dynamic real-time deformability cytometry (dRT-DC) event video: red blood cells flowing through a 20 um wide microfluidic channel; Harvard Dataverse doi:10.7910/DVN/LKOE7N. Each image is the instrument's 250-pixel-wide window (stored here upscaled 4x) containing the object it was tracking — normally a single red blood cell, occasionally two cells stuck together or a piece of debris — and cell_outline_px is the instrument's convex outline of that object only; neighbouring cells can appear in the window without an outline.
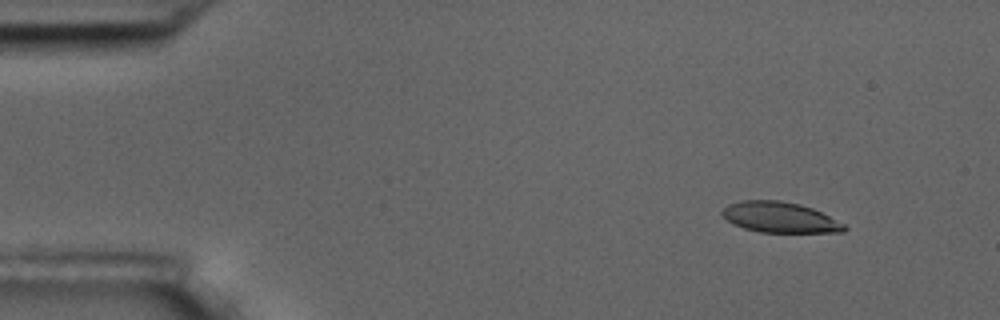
{"species": "common noctule bat (a hibernating species)", "species_latin": "Nyctalus noctula", "temperature_condition": "room temperature", "stored_images_in_passage": 5, "camera_frame_rate_fps": 3000, "um_per_image_px": 0.085, "animal": {"sex": "male", "body_mass_g": 17.5, "forearm_length_mm": 52.3}, "frame": {"image": 1, "passage_image": 2, "time_ms": 1.0, "image_size_px": [1000, 320], "cell_outline_px": [[848, 228], [844, 232], [760, 232], [744, 228], [732, 224], [720, 212], [728, 204], [740, 200], [780, 200], [800, 204], [812, 208], [844, 224]], "centroid_in_image_um": [66.26, 18.47], "position_along_channel_um": 18.7, "area_um2": 21.68}}
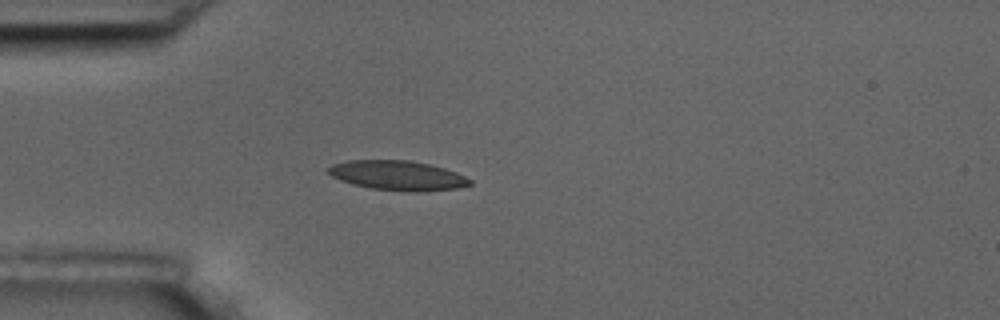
{"frame": {"image": 2, "passage_image": 4, "time_ms": 4.333, "image_size_px": [1000, 320], "cell_outline_px": [[472, 184], [460, 188], [416, 192], [408, 192], [372, 188], [352, 184], [340, 180], [332, 176], [328, 172], [328, 168], [332, 164], [348, 160], [412, 160], [444, 168], [456, 172], [472, 180]], "centroid_in_image_um": [33.82, 14.91], "position_along_channel_um": 51.2, "area_um2": 24.51}}